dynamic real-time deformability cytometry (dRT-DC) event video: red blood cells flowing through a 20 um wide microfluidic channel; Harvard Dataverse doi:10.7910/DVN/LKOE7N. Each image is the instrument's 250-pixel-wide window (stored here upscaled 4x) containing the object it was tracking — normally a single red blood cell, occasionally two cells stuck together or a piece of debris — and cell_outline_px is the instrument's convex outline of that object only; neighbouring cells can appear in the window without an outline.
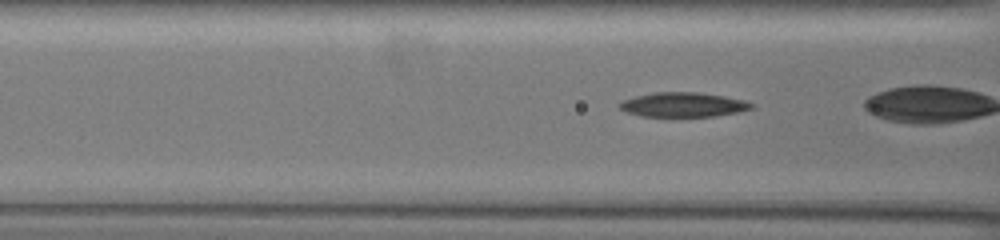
{"species": "common noctule bat (a hibernating species)", "species_latin": "Nyctalus noctula", "temperature_condition": "warm", "stored_images_in_passage": 51, "camera_frame_rate_fps": 3000, "um_per_image_px": 0.085, "animal": {"sex": "female", "body_mass_g": 19.5, "forearm_length_mm": 54.1}, "frame": {"image": 1, "passage_image": 27, "time_ms": 8.667, "image_size_px": [1000, 240], "cell_outline_px": [[756, 104], [752, 108], [736, 112], [712, 116], [640, 116], [628, 112], [620, 108], [616, 104], [624, 100], [636, 96], [652, 92], [696, 92], [724, 96], [744, 100]], "centroid_in_image_um": [58.05, 8.89], "position_along_channel_um": 108.5, "area_um2": 18.67}}